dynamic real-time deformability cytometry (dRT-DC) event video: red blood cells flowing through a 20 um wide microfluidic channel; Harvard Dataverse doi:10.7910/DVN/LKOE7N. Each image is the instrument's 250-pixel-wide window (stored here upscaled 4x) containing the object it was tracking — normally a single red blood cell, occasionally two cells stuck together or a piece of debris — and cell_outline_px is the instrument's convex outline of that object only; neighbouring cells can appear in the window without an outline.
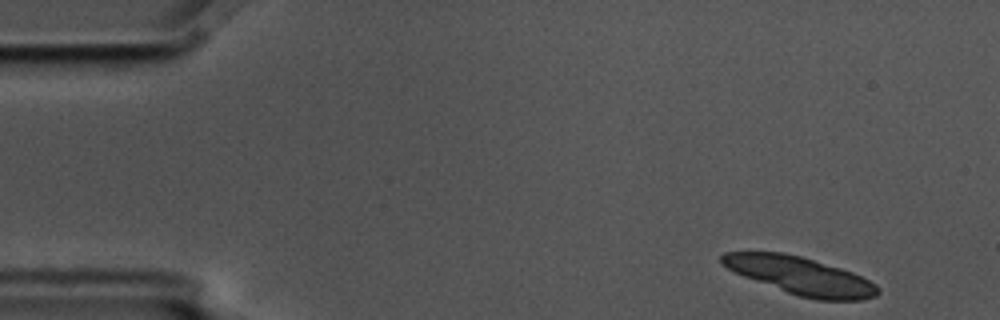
{"species": "common noctule bat (a hibernating species)", "species_latin": "Nyctalus noctula", "temperature_condition": "cold", "stored_images_in_passage": 7, "camera_frame_rate_fps": 3000, "um_per_image_px": 0.085, "animal": {"sex": "male", "body_mass_g": 17.5, "forearm_length_mm": 52.3}, "frame": {"image": 1, "passage_image": 1, "time_ms": 0.0, "image_size_px": [1000, 320], "cell_outline_px": [[880, 292], [876, 296], [864, 300], [816, 300], [800, 296], [788, 292], [744, 276], [720, 264], [720, 256], [724, 252], [784, 252], [800, 256], [840, 268], [852, 272], [876, 284], [880, 288]], "centroid_in_image_um": [68.05, 23.44], "position_along_channel_um": 16.9, "area_um2": 33.87}}